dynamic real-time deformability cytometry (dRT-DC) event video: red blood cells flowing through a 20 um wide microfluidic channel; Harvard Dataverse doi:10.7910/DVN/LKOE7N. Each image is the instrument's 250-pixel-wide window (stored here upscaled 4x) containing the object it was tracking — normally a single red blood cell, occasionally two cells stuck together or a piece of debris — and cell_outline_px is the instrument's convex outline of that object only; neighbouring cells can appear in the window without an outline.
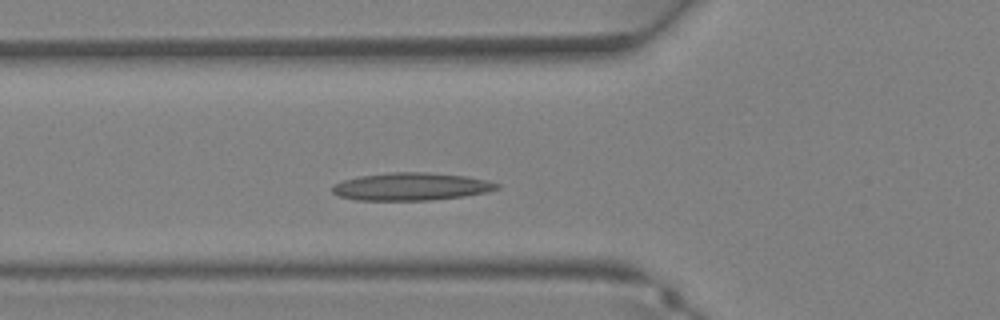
{"species": "Egyptian fruit bat (a non-hibernating species)", "species_latin": "Rousettus aegyptiacus", "temperature_condition": "warm", "stored_images_in_passage": 33, "camera_frame_rate_fps": 3000, "um_per_image_px": 0.085, "animal": {"sex": "female"}, "frame": {"image": 1, "passage_image": 8, "time_ms": 2.333, "image_size_px": [1000, 320], "cell_outline_px": [[500, 188], [488, 192], [464, 196], [432, 200], [356, 200], [340, 196], [332, 192], [332, 188], [340, 180], [360, 176], [388, 172], [428, 172], [464, 176], [488, 180], [500, 184]], "centroid_in_image_um": [34.97, 15.85], "position_along_channel_um": 90.8, "area_um2": 26.65}}
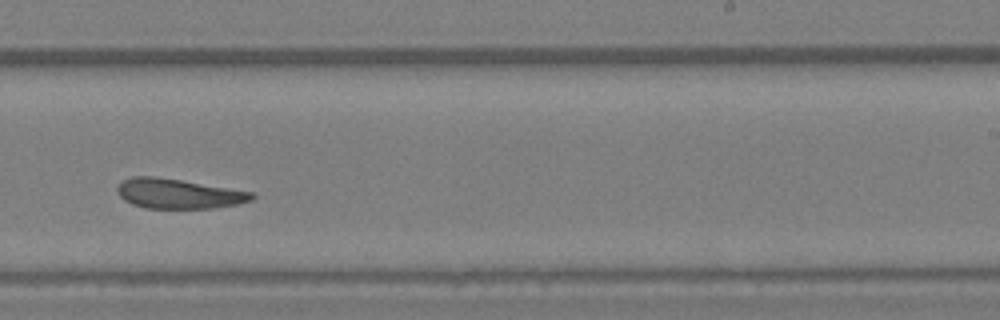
{"frame": {"image": 2, "passage_image": 18, "time_ms": 5.667, "image_size_px": [1000, 320], "cell_outline_px": [[256, 196], [252, 200], [236, 204], [216, 208], [148, 208], [132, 204], [124, 200], [116, 192], [116, 188], [124, 180], [132, 176], [156, 176], [252, 192]], "centroid_in_image_um": [15.14, 16.46], "position_along_channel_um": 273.9, "area_um2": 23.18}}
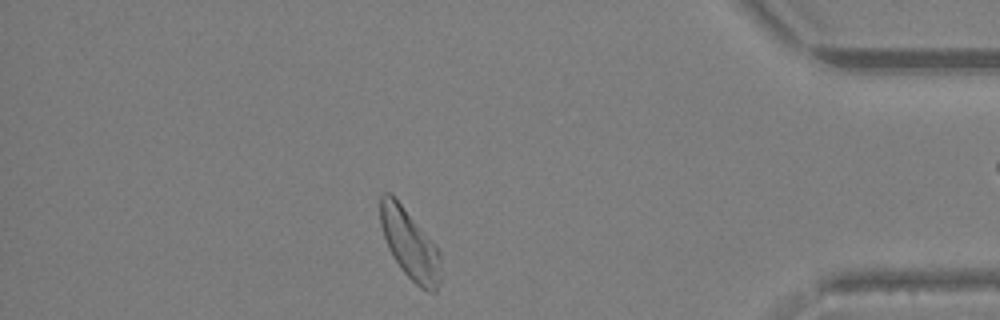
{"frame": {"image": 3, "passage_image": 27, "time_ms": 8.667, "image_size_px": [1000, 320], "cell_outline_px": [[440, 284], [436, 292], [428, 292], [420, 288], [400, 268], [392, 256], [388, 248], [380, 224], [380, 196], [384, 192], [392, 192], [440, 252]], "centroid_in_image_um": [34.81, 20.76], "position_along_channel_um": 400.4, "area_um2": 24.51}}